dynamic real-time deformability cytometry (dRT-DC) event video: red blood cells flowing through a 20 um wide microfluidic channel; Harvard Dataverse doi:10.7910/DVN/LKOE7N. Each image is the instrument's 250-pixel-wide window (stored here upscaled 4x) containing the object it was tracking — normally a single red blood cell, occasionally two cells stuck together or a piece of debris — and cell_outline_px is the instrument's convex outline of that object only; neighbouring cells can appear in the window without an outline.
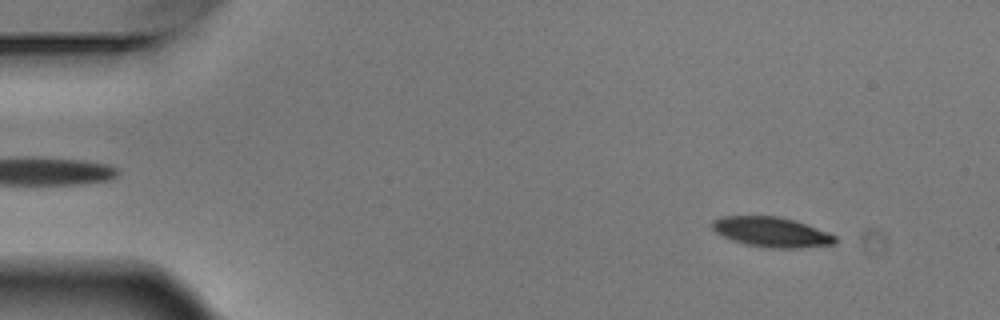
{"species": "Egyptian fruit bat (a non-hibernating species)", "species_latin": "Rousettus aegyptiacus", "temperature_condition": "warm", "stored_images_in_passage": 4, "camera_frame_rate_fps": 3000, "um_per_image_px": 0.085, "animal": {"sex": "male"}, "frame": {"image": 1, "passage_image": 1, "time_ms": 0.0, "image_size_px": [1000, 320], "cell_outline_px": [[836, 244], [796, 248], [768, 248], [748, 244], [732, 240], [716, 232], [712, 228], [712, 220], [724, 216], [780, 216], [816, 228], [836, 236]], "centroid_in_image_um": [65.57, 19.72], "position_along_channel_um": 19.4, "area_um2": 21.15}}
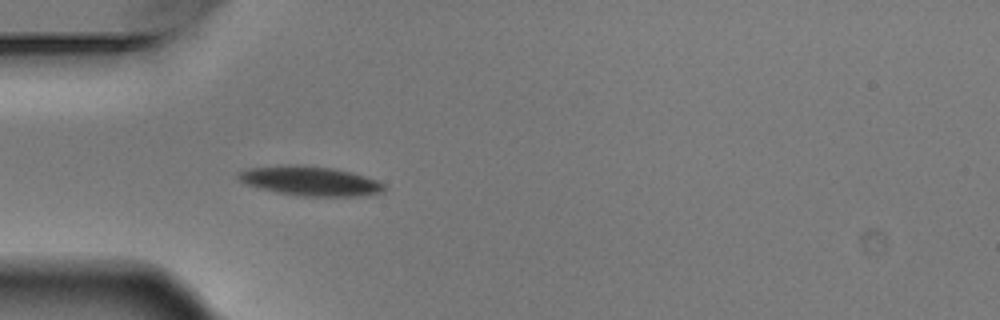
{"frame": {"image": 2, "passage_image": 4, "time_ms": 1.0, "image_size_px": [1000, 320], "cell_outline_px": [[384, 192], [360, 196], [304, 196], [276, 192], [244, 184], [236, 176], [236, 172], [248, 168], [296, 164], [332, 168], [352, 172], [376, 180], [384, 184]], "centroid_in_image_um": [26.33, 15.38], "position_along_channel_um": 58.7, "area_um2": 24.97}}